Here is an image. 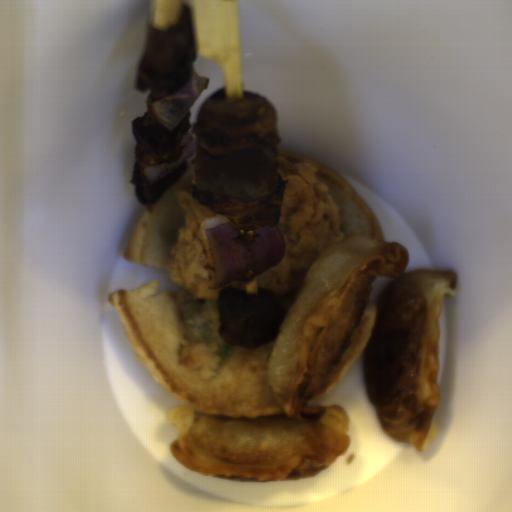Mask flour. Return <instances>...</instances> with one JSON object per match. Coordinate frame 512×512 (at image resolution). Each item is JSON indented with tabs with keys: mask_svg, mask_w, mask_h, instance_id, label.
I'll use <instances>...</instances> for the list:
<instances>
[{
	"mask_svg": "<svg viewBox=\"0 0 512 512\" xmlns=\"http://www.w3.org/2000/svg\"><path fill=\"white\" fill-rule=\"evenodd\" d=\"M405 245L348 235L305 274L275 337L268 387L285 418L226 419L172 406L173 457L229 482L313 478L350 449L342 406L325 398L362 354L364 386L390 442L423 452L437 434L440 316L454 270L407 271ZM379 276L395 277L369 299Z\"/></svg>",
	"mask_w": 512,
	"mask_h": 512,
	"instance_id": "obj_1",
	"label": "flour"
}]
</instances>
